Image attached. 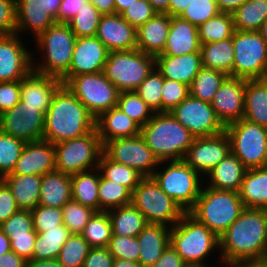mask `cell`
<instances>
[{
    "mask_svg": "<svg viewBox=\"0 0 267 267\" xmlns=\"http://www.w3.org/2000/svg\"><path fill=\"white\" fill-rule=\"evenodd\" d=\"M222 264L267 260L265 209L245 208L219 237Z\"/></svg>",
    "mask_w": 267,
    "mask_h": 267,
    "instance_id": "1",
    "label": "cell"
},
{
    "mask_svg": "<svg viewBox=\"0 0 267 267\" xmlns=\"http://www.w3.org/2000/svg\"><path fill=\"white\" fill-rule=\"evenodd\" d=\"M95 118L76 96L61 85L45 114L43 140L53 144L74 139L95 129Z\"/></svg>",
    "mask_w": 267,
    "mask_h": 267,
    "instance_id": "2",
    "label": "cell"
},
{
    "mask_svg": "<svg viewBox=\"0 0 267 267\" xmlns=\"http://www.w3.org/2000/svg\"><path fill=\"white\" fill-rule=\"evenodd\" d=\"M170 245L185 263L210 267L223 265L220 255L215 254L219 253V237L190 213H185L174 226L170 227ZM216 255L217 259L210 261L211 257ZM214 262L215 266L210 265Z\"/></svg>",
    "mask_w": 267,
    "mask_h": 267,
    "instance_id": "3",
    "label": "cell"
},
{
    "mask_svg": "<svg viewBox=\"0 0 267 267\" xmlns=\"http://www.w3.org/2000/svg\"><path fill=\"white\" fill-rule=\"evenodd\" d=\"M76 39L68 24L55 23L50 26L32 41L33 71L61 80L69 70ZM35 53L40 57H35Z\"/></svg>",
    "mask_w": 267,
    "mask_h": 267,
    "instance_id": "4",
    "label": "cell"
},
{
    "mask_svg": "<svg viewBox=\"0 0 267 267\" xmlns=\"http://www.w3.org/2000/svg\"><path fill=\"white\" fill-rule=\"evenodd\" d=\"M141 136L159 162L183 160L195 138L171 112L154 113Z\"/></svg>",
    "mask_w": 267,
    "mask_h": 267,
    "instance_id": "5",
    "label": "cell"
},
{
    "mask_svg": "<svg viewBox=\"0 0 267 267\" xmlns=\"http://www.w3.org/2000/svg\"><path fill=\"white\" fill-rule=\"evenodd\" d=\"M245 209L240 194L202 185L194 208L189 212L220 237Z\"/></svg>",
    "mask_w": 267,
    "mask_h": 267,
    "instance_id": "6",
    "label": "cell"
},
{
    "mask_svg": "<svg viewBox=\"0 0 267 267\" xmlns=\"http://www.w3.org/2000/svg\"><path fill=\"white\" fill-rule=\"evenodd\" d=\"M151 177L185 213L194 208L204 184V178L184 160L161 161Z\"/></svg>",
    "mask_w": 267,
    "mask_h": 267,
    "instance_id": "7",
    "label": "cell"
},
{
    "mask_svg": "<svg viewBox=\"0 0 267 267\" xmlns=\"http://www.w3.org/2000/svg\"><path fill=\"white\" fill-rule=\"evenodd\" d=\"M154 68L155 56L138 49L110 51L103 73L119 92L135 91Z\"/></svg>",
    "mask_w": 267,
    "mask_h": 267,
    "instance_id": "8",
    "label": "cell"
},
{
    "mask_svg": "<svg viewBox=\"0 0 267 267\" xmlns=\"http://www.w3.org/2000/svg\"><path fill=\"white\" fill-rule=\"evenodd\" d=\"M56 171L73 175L98 167L103 145L95 128L83 136L54 144Z\"/></svg>",
    "mask_w": 267,
    "mask_h": 267,
    "instance_id": "9",
    "label": "cell"
},
{
    "mask_svg": "<svg viewBox=\"0 0 267 267\" xmlns=\"http://www.w3.org/2000/svg\"><path fill=\"white\" fill-rule=\"evenodd\" d=\"M131 203L144 215L148 224L174 226L185 214L152 177H144L132 191Z\"/></svg>",
    "mask_w": 267,
    "mask_h": 267,
    "instance_id": "10",
    "label": "cell"
},
{
    "mask_svg": "<svg viewBox=\"0 0 267 267\" xmlns=\"http://www.w3.org/2000/svg\"><path fill=\"white\" fill-rule=\"evenodd\" d=\"M231 152L247 169L264 167L267 159V127L242 118L225 126Z\"/></svg>",
    "mask_w": 267,
    "mask_h": 267,
    "instance_id": "11",
    "label": "cell"
},
{
    "mask_svg": "<svg viewBox=\"0 0 267 267\" xmlns=\"http://www.w3.org/2000/svg\"><path fill=\"white\" fill-rule=\"evenodd\" d=\"M64 85L95 119L117 105L119 91L103 71L73 76Z\"/></svg>",
    "mask_w": 267,
    "mask_h": 267,
    "instance_id": "12",
    "label": "cell"
},
{
    "mask_svg": "<svg viewBox=\"0 0 267 267\" xmlns=\"http://www.w3.org/2000/svg\"><path fill=\"white\" fill-rule=\"evenodd\" d=\"M234 49L233 77L261 79L267 64V44L258 31H236L232 36Z\"/></svg>",
    "mask_w": 267,
    "mask_h": 267,
    "instance_id": "13",
    "label": "cell"
},
{
    "mask_svg": "<svg viewBox=\"0 0 267 267\" xmlns=\"http://www.w3.org/2000/svg\"><path fill=\"white\" fill-rule=\"evenodd\" d=\"M103 153L114 162L136 169L144 177H151L160 163L141 134L110 140L103 145Z\"/></svg>",
    "mask_w": 267,
    "mask_h": 267,
    "instance_id": "14",
    "label": "cell"
},
{
    "mask_svg": "<svg viewBox=\"0 0 267 267\" xmlns=\"http://www.w3.org/2000/svg\"><path fill=\"white\" fill-rule=\"evenodd\" d=\"M171 114L196 137H209L221 134L225 126L216 116L211 103L188 95Z\"/></svg>",
    "mask_w": 267,
    "mask_h": 267,
    "instance_id": "15",
    "label": "cell"
},
{
    "mask_svg": "<svg viewBox=\"0 0 267 267\" xmlns=\"http://www.w3.org/2000/svg\"><path fill=\"white\" fill-rule=\"evenodd\" d=\"M62 0H16V33L36 39L50 26L58 23V11ZM24 33V35H23Z\"/></svg>",
    "mask_w": 267,
    "mask_h": 267,
    "instance_id": "16",
    "label": "cell"
},
{
    "mask_svg": "<svg viewBox=\"0 0 267 267\" xmlns=\"http://www.w3.org/2000/svg\"><path fill=\"white\" fill-rule=\"evenodd\" d=\"M45 114L39 107L23 106L19 101L0 115V131L24 142L43 140Z\"/></svg>",
    "mask_w": 267,
    "mask_h": 267,
    "instance_id": "17",
    "label": "cell"
},
{
    "mask_svg": "<svg viewBox=\"0 0 267 267\" xmlns=\"http://www.w3.org/2000/svg\"><path fill=\"white\" fill-rule=\"evenodd\" d=\"M22 38L17 33L0 35V82L22 80L33 70L32 51Z\"/></svg>",
    "mask_w": 267,
    "mask_h": 267,
    "instance_id": "18",
    "label": "cell"
},
{
    "mask_svg": "<svg viewBox=\"0 0 267 267\" xmlns=\"http://www.w3.org/2000/svg\"><path fill=\"white\" fill-rule=\"evenodd\" d=\"M230 153L231 143L224 131L215 136L194 138L183 160L205 178Z\"/></svg>",
    "mask_w": 267,
    "mask_h": 267,
    "instance_id": "19",
    "label": "cell"
},
{
    "mask_svg": "<svg viewBox=\"0 0 267 267\" xmlns=\"http://www.w3.org/2000/svg\"><path fill=\"white\" fill-rule=\"evenodd\" d=\"M108 52L106 46L96 36L77 38L69 70L61 79L62 84L64 85L73 76L102 72Z\"/></svg>",
    "mask_w": 267,
    "mask_h": 267,
    "instance_id": "20",
    "label": "cell"
},
{
    "mask_svg": "<svg viewBox=\"0 0 267 267\" xmlns=\"http://www.w3.org/2000/svg\"><path fill=\"white\" fill-rule=\"evenodd\" d=\"M246 80L228 76L211 101L216 116L224 126L244 118Z\"/></svg>",
    "mask_w": 267,
    "mask_h": 267,
    "instance_id": "21",
    "label": "cell"
},
{
    "mask_svg": "<svg viewBox=\"0 0 267 267\" xmlns=\"http://www.w3.org/2000/svg\"><path fill=\"white\" fill-rule=\"evenodd\" d=\"M56 170L54 144L38 140L25 142L13 170L7 175H38Z\"/></svg>",
    "mask_w": 267,
    "mask_h": 267,
    "instance_id": "22",
    "label": "cell"
},
{
    "mask_svg": "<svg viewBox=\"0 0 267 267\" xmlns=\"http://www.w3.org/2000/svg\"><path fill=\"white\" fill-rule=\"evenodd\" d=\"M96 37L109 52L137 49L136 28L121 14L102 15Z\"/></svg>",
    "mask_w": 267,
    "mask_h": 267,
    "instance_id": "23",
    "label": "cell"
},
{
    "mask_svg": "<svg viewBox=\"0 0 267 267\" xmlns=\"http://www.w3.org/2000/svg\"><path fill=\"white\" fill-rule=\"evenodd\" d=\"M61 85L60 79L32 70L20 80V102L23 106L39 107V111L46 114L54 93Z\"/></svg>",
    "mask_w": 267,
    "mask_h": 267,
    "instance_id": "24",
    "label": "cell"
},
{
    "mask_svg": "<svg viewBox=\"0 0 267 267\" xmlns=\"http://www.w3.org/2000/svg\"><path fill=\"white\" fill-rule=\"evenodd\" d=\"M155 67L164 78L190 86L202 68L201 53H189L181 56L157 55Z\"/></svg>",
    "mask_w": 267,
    "mask_h": 267,
    "instance_id": "25",
    "label": "cell"
},
{
    "mask_svg": "<svg viewBox=\"0 0 267 267\" xmlns=\"http://www.w3.org/2000/svg\"><path fill=\"white\" fill-rule=\"evenodd\" d=\"M198 28L180 16H171L170 30L163 52L159 55L181 56L200 53Z\"/></svg>",
    "mask_w": 267,
    "mask_h": 267,
    "instance_id": "26",
    "label": "cell"
},
{
    "mask_svg": "<svg viewBox=\"0 0 267 267\" xmlns=\"http://www.w3.org/2000/svg\"><path fill=\"white\" fill-rule=\"evenodd\" d=\"M247 170L231 152L205 176L204 185L216 190L239 193Z\"/></svg>",
    "mask_w": 267,
    "mask_h": 267,
    "instance_id": "27",
    "label": "cell"
},
{
    "mask_svg": "<svg viewBox=\"0 0 267 267\" xmlns=\"http://www.w3.org/2000/svg\"><path fill=\"white\" fill-rule=\"evenodd\" d=\"M171 16L157 13L136 29L137 49L145 54L157 56L165 48L170 30Z\"/></svg>",
    "mask_w": 267,
    "mask_h": 267,
    "instance_id": "28",
    "label": "cell"
},
{
    "mask_svg": "<svg viewBox=\"0 0 267 267\" xmlns=\"http://www.w3.org/2000/svg\"><path fill=\"white\" fill-rule=\"evenodd\" d=\"M95 128L102 145L116 138L134 137L141 134V126L118 107L103 112L95 120Z\"/></svg>",
    "mask_w": 267,
    "mask_h": 267,
    "instance_id": "29",
    "label": "cell"
},
{
    "mask_svg": "<svg viewBox=\"0 0 267 267\" xmlns=\"http://www.w3.org/2000/svg\"><path fill=\"white\" fill-rule=\"evenodd\" d=\"M140 248L138 263L142 267L153 266L170 245V227L147 224L137 236Z\"/></svg>",
    "mask_w": 267,
    "mask_h": 267,
    "instance_id": "30",
    "label": "cell"
},
{
    "mask_svg": "<svg viewBox=\"0 0 267 267\" xmlns=\"http://www.w3.org/2000/svg\"><path fill=\"white\" fill-rule=\"evenodd\" d=\"M70 200L71 175L55 170L42 176L39 205L63 208Z\"/></svg>",
    "mask_w": 267,
    "mask_h": 267,
    "instance_id": "31",
    "label": "cell"
},
{
    "mask_svg": "<svg viewBox=\"0 0 267 267\" xmlns=\"http://www.w3.org/2000/svg\"><path fill=\"white\" fill-rule=\"evenodd\" d=\"M1 179L10 188L20 210L32 211L39 205L42 176L5 175Z\"/></svg>",
    "mask_w": 267,
    "mask_h": 267,
    "instance_id": "32",
    "label": "cell"
},
{
    "mask_svg": "<svg viewBox=\"0 0 267 267\" xmlns=\"http://www.w3.org/2000/svg\"><path fill=\"white\" fill-rule=\"evenodd\" d=\"M100 175L98 168L71 175L72 200L95 212L100 211L98 194Z\"/></svg>",
    "mask_w": 267,
    "mask_h": 267,
    "instance_id": "33",
    "label": "cell"
},
{
    "mask_svg": "<svg viewBox=\"0 0 267 267\" xmlns=\"http://www.w3.org/2000/svg\"><path fill=\"white\" fill-rule=\"evenodd\" d=\"M240 198L245 208L265 209L267 207V169H248L241 189Z\"/></svg>",
    "mask_w": 267,
    "mask_h": 267,
    "instance_id": "34",
    "label": "cell"
},
{
    "mask_svg": "<svg viewBox=\"0 0 267 267\" xmlns=\"http://www.w3.org/2000/svg\"><path fill=\"white\" fill-rule=\"evenodd\" d=\"M244 119L267 127V83L262 79L246 80Z\"/></svg>",
    "mask_w": 267,
    "mask_h": 267,
    "instance_id": "35",
    "label": "cell"
},
{
    "mask_svg": "<svg viewBox=\"0 0 267 267\" xmlns=\"http://www.w3.org/2000/svg\"><path fill=\"white\" fill-rule=\"evenodd\" d=\"M202 67L219 70L233 77L234 49L232 37L201 44Z\"/></svg>",
    "mask_w": 267,
    "mask_h": 267,
    "instance_id": "36",
    "label": "cell"
},
{
    "mask_svg": "<svg viewBox=\"0 0 267 267\" xmlns=\"http://www.w3.org/2000/svg\"><path fill=\"white\" fill-rule=\"evenodd\" d=\"M107 212L112 223V235L137 237L148 224L144 215L132 203Z\"/></svg>",
    "mask_w": 267,
    "mask_h": 267,
    "instance_id": "37",
    "label": "cell"
},
{
    "mask_svg": "<svg viewBox=\"0 0 267 267\" xmlns=\"http://www.w3.org/2000/svg\"><path fill=\"white\" fill-rule=\"evenodd\" d=\"M70 235L71 232L65 225H57V228L47 229L45 232L37 233V238L32 252V259H57L62 246Z\"/></svg>",
    "mask_w": 267,
    "mask_h": 267,
    "instance_id": "38",
    "label": "cell"
},
{
    "mask_svg": "<svg viewBox=\"0 0 267 267\" xmlns=\"http://www.w3.org/2000/svg\"><path fill=\"white\" fill-rule=\"evenodd\" d=\"M232 17L236 31H258L267 19V0H248Z\"/></svg>",
    "mask_w": 267,
    "mask_h": 267,
    "instance_id": "39",
    "label": "cell"
},
{
    "mask_svg": "<svg viewBox=\"0 0 267 267\" xmlns=\"http://www.w3.org/2000/svg\"><path fill=\"white\" fill-rule=\"evenodd\" d=\"M103 178L115 181L126 187L131 193L144 178L136 169L110 160L102 153L98 167Z\"/></svg>",
    "mask_w": 267,
    "mask_h": 267,
    "instance_id": "40",
    "label": "cell"
},
{
    "mask_svg": "<svg viewBox=\"0 0 267 267\" xmlns=\"http://www.w3.org/2000/svg\"><path fill=\"white\" fill-rule=\"evenodd\" d=\"M227 74L219 70L202 67L189 86V94L211 103Z\"/></svg>",
    "mask_w": 267,
    "mask_h": 267,
    "instance_id": "41",
    "label": "cell"
},
{
    "mask_svg": "<svg viewBox=\"0 0 267 267\" xmlns=\"http://www.w3.org/2000/svg\"><path fill=\"white\" fill-rule=\"evenodd\" d=\"M201 44L226 40L235 32L231 13L220 12L198 27Z\"/></svg>",
    "mask_w": 267,
    "mask_h": 267,
    "instance_id": "42",
    "label": "cell"
},
{
    "mask_svg": "<svg viewBox=\"0 0 267 267\" xmlns=\"http://www.w3.org/2000/svg\"><path fill=\"white\" fill-rule=\"evenodd\" d=\"M80 235L91 248L107 247L112 236V223L108 212H94Z\"/></svg>",
    "mask_w": 267,
    "mask_h": 267,
    "instance_id": "43",
    "label": "cell"
},
{
    "mask_svg": "<svg viewBox=\"0 0 267 267\" xmlns=\"http://www.w3.org/2000/svg\"><path fill=\"white\" fill-rule=\"evenodd\" d=\"M100 211H108L131 203L132 193L124 186L100 175L98 187Z\"/></svg>",
    "mask_w": 267,
    "mask_h": 267,
    "instance_id": "44",
    "label": "cell"
},
{
    "mask_svg": "<svg viewBox=\"0 0 267 267\" xmlns=\"http://www.w3.org/2000/svg\"><path fill=\"white\" fill-rule=\"evenodd\" d=\"M116 107L127 114L141 127L154 115L152 109L135 91L119 92Z\"/></svg>",
    "mask_w": 267,
    "mask_h": 267,
    "instance_id": "45",
    "label": "cell"
},
{
    "mask_svg": "<svg viewBox=\"0 0 267 267\" xmlns=\"http://www.w3.org/2000/svg\"><path fill=\"white\" fill-rule=\"evenodd\" d=\"M90 248L80 234H71L62 246L57 260L62 267H82Z\"/></svg>",
    "mask_w": 267,
    "mask_h": 267,
    "instance_id": "46",
    "label": "cell"
},
{
    "mask_svg": "<svg viewBox=\"0 0 267 267\" xmlns=\"http://www.w3.org/2000/svg\"><path fill=\"white\" fill-rule=\"evenodd\" d=\"M102 14L91 4L85 7L67 23L77 38L96 36Z\"/></svg>",
    "mask_w": 267,
    "mask_h": 267,
    "instance_id": "47",
    "label": "cell"
},
{
    "mask_svg": "<svg viewBox=\"0 0 267 267\" xmlns=\"http://www.w3.org/2000/svg\"><path fill=\"white\" fill-rule=\"evenodd\" d=\"M164 77L156 69L146 77L135 92L152 109L154 113L162 112V87Z\"/></svg>",
    "mask_w": 267,
    "mask_h": 267,
    "instance_id": "48",
    "label": "cell"
},
{
    "mask_svg": "<svg viewBox=\"0 0 267 267\" xmlns=\"http://www.w3.org/2000/svg\"><path fill=\"white\" fill-rule=\"evenodd\" d=\"M24 144L23 140L0 131V179L13 170Z\"/></svg>",
    "mask_w": 267,
    "mask_h": 267,
    "instance_id": "49",
    "label": "cell"
},
{
    "mask_svg": "<svg viewBox=\"0 0 267 267\" xmlns=\"http://www.w3.org/2000/svg\"><path fill=\"white\" fill-rule=\"evenodd\" d=\"M62 212L63 224L71 234H81L95 211L74 200H70L62 208Z\"/></svg>",
    "mask_w": 267,
    "mask_h": 267,
    "instance_id": "50",
    "label": "cell"
},
{
    "mask_svg": "<svg viewBox=\"0 0 267 267\" xmlns=\"http://www.w3.org/2000/svg\"><path fill=\"white\" fill-rule=\"evenodd\" d=\"M220 13L216 0H193L180 15L197 27Z\"/></svg>",
    "mask_w": 267,
    "mask_h": 267,
    "instance_id": "51",
    "label": "cell"
},
{
    "mask_svg": "<svg viewBox=\"0 0 267 267\" xmlns=\"http://www.w3.org/2000/svg\"><path fill=\"white\" fill-rule=\"evenodd\" d=\"M107 249L114 259L138 262L140 248L137 237L112 235Z\"/></svg>",
    "mask_w": 267,
    "mask_h": 267,
    "instance_id": "52",
    "label": "cell"
},
{
    "mask_svg": "<svg viewBox=\"0 0 267 267\" xmlns=\"http://www.w3.org/2000/svg\"><path fill=\"white\" fill-rule=\"evenodd\" d=\"M31 213L34 230L37 233L45 232L47 229L57 228V225H64L62 208L38 205Z\"/></svg>",
    "mask_w": 267,
    "mask_h": 267,
    "instance_id": "53",
    "label": "cell"
},
{
    "mask_svg": "<svg viewBox=\"0 0 267 267\" xmlns=\"http://www.w3.org/2000/svg\"><path fill=\"white\" fill-rule=\"evenodd\" d=\"M0 229L8 237L29 236V232L34 229L31 211L19 210L3 222Z\"/></svg>",
    "mask_w": 267,
    "mask_h": 267,
    "instance_id": "54",
    "label": "cell"
},
{
    "mask_svg": "<svg viewBox=\"0 0 267 267\" xmlns=\"http://www.w3.org/2000/svg\"><path fill=\"white\" fill-rule=\"evenodd\" d=\"M161 94L162 112H171L189 95V86L182 82L164 78Z\"/></svg>",
    "mask_w": 267,
    "mask_h": 267,
    "instance_id": "55",
    "label": "cell"
},
{
    "mask_svg": "<svg viewBox=\"0 0 267 267\" xmlns=\"http://www.w3.org/2000/svg\"><path fill=\"white\" fill-rule=\"evenodd\" d=\"M158 12L148 0H138L126 8L121 16L136 29L153 18Z\"/></svg>",
    "mask_w": 267,
    "mask_h": 267,
    "instance_id": "56",
    "label": "cell"
},
{
    "mask_svg": "<svg viewBox=\"0 0 267 267\" xmlns=\"http://www.w3.org/2000/svg\"><path fill=\"white\" fill-rule=\"evenodd\" d=\"M16 0H0V35L16 33Z\"/></svg>",
    "mask_w": 267,
    "mask_h": 267,
    "instance_id": "57",
    "label": "cell"
},
{
    "mask_svg": "<svg viewBox=\"0 0 267 267\" xmlns=\"http://www.w3.org/2000/svg\"><path fill=\"white\" fill-rule=\"evenodd\" d=\"M20 101V80L0 82V115Z\"/></svg>",
    "mask_w": 267,
    "mask_h": 267,
    "instance_id": "58",
    "label": "cell"
},
{
    "mask_svg": "<svg viewBox=\"0 0 267 267\" xmlns=\"http://www.w3.org/2000/svg\"><path fill=\"white\" fill-rule=\"evenodd\" d=\"M19 210L10 188L0 179V225Z\"/></svg>",
    "mask_w": 267,
    "mask_h": 267,
    "instance_id": "59",
    "label": "cell"
},
{
    "mask_svg": "<svg viewBox=\"0 0 267 267\" xmlns=\"http://www.w3.org/2000/svg\"><path fill=\"white\" fill-rule=\"evenodd\" d=\"M37 238V232L33 229L29 236L9 237L11 250L26 261L32 259V252Z\"/></svg>",
    "mask_w": 267,
    "mask_h": 267,
    "instance_id": "60",
    "label": "cell"
},
{
    "mask_svg": "<svg viewBox=\"0 0 267 267\" xmlns=\"http://www.w3.org/2000/svg\"><path fill=\"white\" fill-rule=\"evenodd\" d=\"M114 257L107 247L90 248L82 267H113Z\"/></svg>",
    "mask_w": 267,
    "mask_h": 267,
    "instance_id": "61",
    "label": "cell"
},
{
    "mask_svg": "<svg viewBox=\"0 0 267 267\" xmlns=\"http://www.w3.org/2000/svg\"><path fill=\"white\" fill-rule=\"evenodd\" d=\"M89 0H62L58 11V23L67 24Z\"/></svg>",
    "mask_w": 267,
    "mask_h": 267,
    "instance_id": "62",
    "label": "cell"
},
{
    "mask_svg": "<svg viewBox=\"0 0 267 267\" xmlns=\"http://www.w3.org/2000/svg\"><path fill=\"white\" fill-rule=\"evenodd\" d=\"M185 264L181 256L169 245L159 260L151 267H183Z\"/></svg>",
    "mask_w": 267,
    "mask_h": 267,
    "instance_id": "63",
    "label": "cell"
},
{
    "mask_svg": "<svg viewBox=\"0 0 267 267\" xmlns=\"http://www.w3.org/2000/svg\"><path fill=\"white\" fill-rule=\"evenodd\" d=\"M0 267H27V261L11 250L0 255Z\"/></svg>",
    "mask_w": 267,
    "mask_h": 267,
    "instance_id": "64",
    "label": "cell"
},
{
    "mask_svg": "<svg viewBox=\"0 0 267 267\" xmlns=\"http://www.w3.org/2000/svg\"><path fill=\"white\" fill-rule=\"evenodd\" d=\"M89 2L102 14H115L116 7L114 0H89Z\"/></svg>",
    "mask_w": 267,
    "mask_h": 267,
    "instance_id": "65",
    "label": "cell"
},
{
    "mask_svg": "<svg viewBox=\"0 0 267 267\" xmlns=\"http://www.w3.org/2000/svg\"><path fill=\"white\" fill-rule=\"evenodd\" d=\"M248 0H216L220 12L233 13Z\"/></svg>",
    "mask_w": 267,
    "mask_h": 267,
    "instance_id": "66",
    "label": "cell"
},
{
    "mask_svg": "<svg viewBox=\"0 0 267 267\" xmlns=\"http://www.w3.org/2000/svg\"><path fill=\"white\" fill-rule=\"evenodd\" d=\"M192 1L193 0H170L168 10L165 14L169 16H180Z\"/></svg>",
    "mask_w": 267,
    "mask_h": 267,
    "instance_id": "67",
    "label": "cell"
},
{
    "mask_svg": "<svg viewBox=\"0 0 267 267\" xmlns=\"http://www.w3.org/2000/svg\"><path fill=\"white\" fill-rule=\"evenodd\" d=\"M27 267H62L57 259L53 260H29Z\"/></svg>",
    "mask_w": 267,
    "mask_h": 267,
    "instance_id": "68",
    "label": "cell"
},
{
    "mask_svg": "<svg viewBox=\"0 0 267 267\" xmlns=\"http://www.w3.org/2000/svg\"><path fill=\"white\" fill-rule=\"evenodd\" d=\"M222 267H267V260L265 261H247V262H232Z\"/></svg>",
    "mask_w": 267,
    "mask_h": 267,
    "instance_id": "69",
    "label": "cell"
},
{
    "mask_svg": "<svg viewBox=\"0 0 267 267\" xmlns=\"http://www.w3.org/2000/svg\"><path fill=\"white\" fill-rule=\"evenodd\" d=\"M11 251L9 237L0 229V255Z\"/></svg>",
    "mask_w": 267,
    "mask_h": 267,
    "instance_id": "70",
    "label": "cell"
},
{
    "mask_svg": "<svg viewBox=\"0 0 267 267\" xmlns=\"http://www.w3.org/2000/svg\"><path fill=\"white\" fill-rule=\"evenodd\" d=\"M158 13H165L168 10L170 0H148Z\"/></svg>",
    "mask_w": 267,
    "mask_h": 267,
    "instance_id": "71",
    "label": "cell"
},
{
    "mask_svg": "<svg viewBox=\"0 0 267 267\" xmlns=\"http://www.w3.org/2000/svg\"><path fill=\"white\" fill-rule=\"evenodd\" d=\"M114 1H115L116 13L121 14L126 8L130 7V5H133L134 2L138 0H114Z\"/></svg>",
    "mask_w": 267,
    "mask_h": 267,
    "instance_id": "72",
    "label": "cell"
},
{
    "mask_svg": "<svg viewBox=\"0 0 267 267\" xmlns=\"http://www.w3.org/2000/svg\"><path fill=\"white\" fill-rule=\"evenodd\" d=\"M113 267H142L138 262L124 260V259H114Z\"/></svg>",
    "mask_w": 267,
    "mask_h": 267,
    "instance_id": "73",
    "label": "cell"
},
{
    "mask_svg": "<svg viewBox=\"0 0 267 267\" xmlns=\"http://www.w3.org/2000/svg\"><path fill=\"white\" fill-rule=\"evenodd\" d=\"M260 33L262 39L266 42L267 44V19L264 21V23L261 25L260 29L258 30Z\"/></svg>",
    "mask_w": 267,
    "mask_h": 267,
    "instance_id": "74",
    "label": "cell"
},
{
    "mask_svg": "<svg viewBox=\"0 0 267 267\" xmlns=\"http://www.w3.org/2000/svg\"><path fill=\"white\" fill-rule=\"evenodd\" d=\"M183 267H210V266H205V265H202V264L186 263Z\"/></svg>",
    "mask_w": 267,
    "mask_h": 267,
    "instance_id": "75",
    "label": "cell"
},
{
    "mask_svg": "<svg viewBox=\"0 0 267 267\" xmlns=\"http://www.w3.org/2000/svg\"><path fill=\"white\" fill-rule=\"evenodd\" d=\"M261 79H262L264 82L267 83V64H266L265 71H264V74H263V76H262Z\"/></svg>",
    "mask_w": 267,
    "mask_h": 267,
    "instance_id": "76",
    "label": "cell"
},
{
    "mask_svg": "<svg viewBox=\"0 0 267 267\" xmlns=\"http://www.w3.org/2000/svg\"><path fill=\"white\" fill-rule=\"evenodd\" d=\"M264 167L267 169V159H266V162H265V165H264Z\"/></svg>",
    "mask_w": 267,
    "mask_h": 267,
    "instance_id": "77",
    "label": "cell"
}]
</instances>
